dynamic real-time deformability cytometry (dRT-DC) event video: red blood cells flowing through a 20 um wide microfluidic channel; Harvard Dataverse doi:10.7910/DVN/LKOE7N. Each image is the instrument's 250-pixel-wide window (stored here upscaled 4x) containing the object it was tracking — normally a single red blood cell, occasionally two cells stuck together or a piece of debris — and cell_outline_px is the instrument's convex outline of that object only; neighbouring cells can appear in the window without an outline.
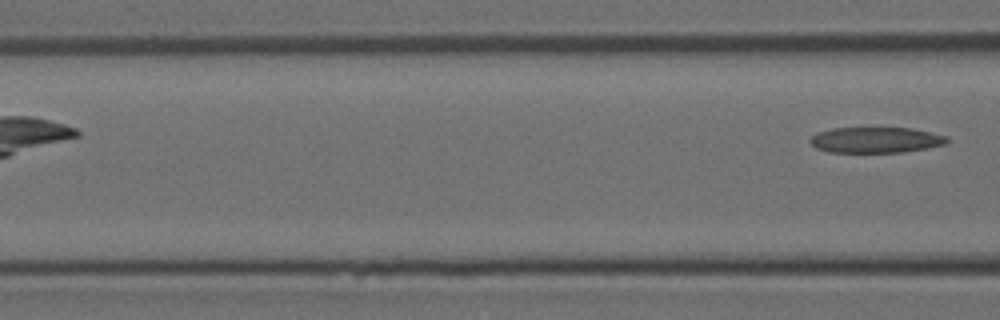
{"species": "Egyptian fruit bat (a non-hibernating species)", "species_latin": "Rousettus aegyptiacus", "temperature_condition": "room temperature", "stored_images_in_passage": 7, "camera_frame_rate_fps": 3000, "um_per_image_px": 0.085, "animal": {"sex": "female"}, "frame": {"image": 1, "passage_image": 7, "time_ms": 2.0, "image_size_px": [1000, 320], "cell_outline_px": [[952, 140], [948, 144], [928, 148], [904, 152], [828, 152], [816, 148], [808, 140], [816, 132], [832, 128], [912, 128], [932, 132], [948, 136]], "centroid_in_image_um": [74.5, 11.89], "position_along_channel_um": 92.1, "area_um2": 20.87}}